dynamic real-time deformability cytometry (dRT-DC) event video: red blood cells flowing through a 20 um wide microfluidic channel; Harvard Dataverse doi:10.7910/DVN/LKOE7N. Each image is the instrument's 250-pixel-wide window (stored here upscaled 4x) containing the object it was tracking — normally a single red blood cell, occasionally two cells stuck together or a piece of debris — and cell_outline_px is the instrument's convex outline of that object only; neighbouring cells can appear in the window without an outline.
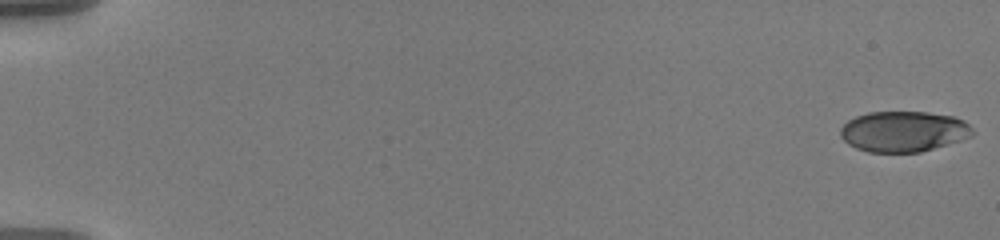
{"species": "human", "species_latin": "Homo sapiens", "temperature_condition": "warm", "stored_images_in_passage": 53, "camera_frame_rate_fps": 3000, "um_per_image_px": 0.085, "donor": {"sex": "male"}, "frame": {"image": 1, "passage_image": 1, "time_ms": 0.0, "image_size_px": [1000, 240], "cell_outline_px": [[976, 132], [972, 136], [960, 140], [920, 152], [868, 152], [856, 148], [848, 144], [840, 136], [840, 128], [848, 120], [856, 116], [868, 112], [928, 112], [952, 116], [964, 120]], "centroid_in_image_um": [76.79, 11.17], "position_along_channel_um": 8.2, "area_um2": 31.33}}
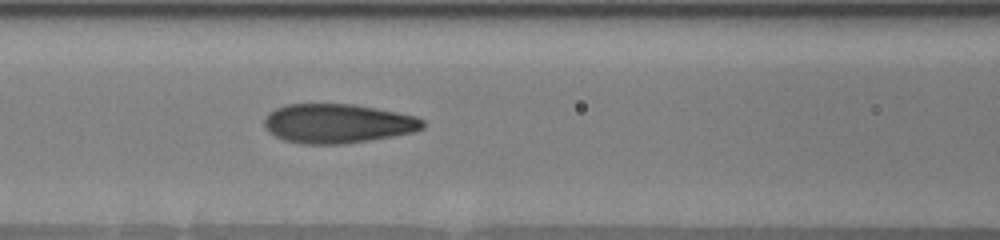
{"frame": {"image": 2, "passage_image": 23, "time_ms": 7.333, "image_size_px": [1000, 240], "cell_outline_px": [[424, 128], [412, 132], [392, 136], [368, 140], [340, 144], [304, 144], [284, 140], [268, 132], [264, 128], [264, 120], [268, 112], [276, 108], [288, 104], [352, 104], [376, 108], [416, 116], [424, 120]], "centroid_in_image_um": [28.67, 10.49], "position_along_channel_um": 137.9, "area_um2": 36.18}}
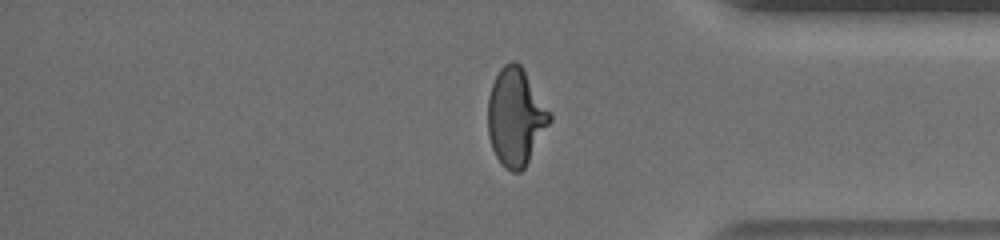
{"frame": {"image": 3, "passage_image": 44, "time_ms": 14.333, "image_size_px": [1000, 240], "cell_outline_px": [[552, 120], [524, 168], [520, 172], [512, 172], [504, 168], [500, 164], [492, 148], [488, 136], [488, 96], [492, 84], [500, 68], [504, 64], [512, 60], [516, 60], [520, 64], [552, 112]], "centroid_in_image_um": [43.84, 9.94], "position_along_channel_um": 391.4, "area_um2": 35.37}, "authors_computed_cell_mechanics": {"area_um2": 34.4488, "velocity_mm_per_s": 3.6124, "shape_relaxation_time_tau1_ms": 5.6933, "shape_relaxation_time_tau2_ms": null, "deformation_change_tau1": 0.2285, "deformation_change_tau2": null}}